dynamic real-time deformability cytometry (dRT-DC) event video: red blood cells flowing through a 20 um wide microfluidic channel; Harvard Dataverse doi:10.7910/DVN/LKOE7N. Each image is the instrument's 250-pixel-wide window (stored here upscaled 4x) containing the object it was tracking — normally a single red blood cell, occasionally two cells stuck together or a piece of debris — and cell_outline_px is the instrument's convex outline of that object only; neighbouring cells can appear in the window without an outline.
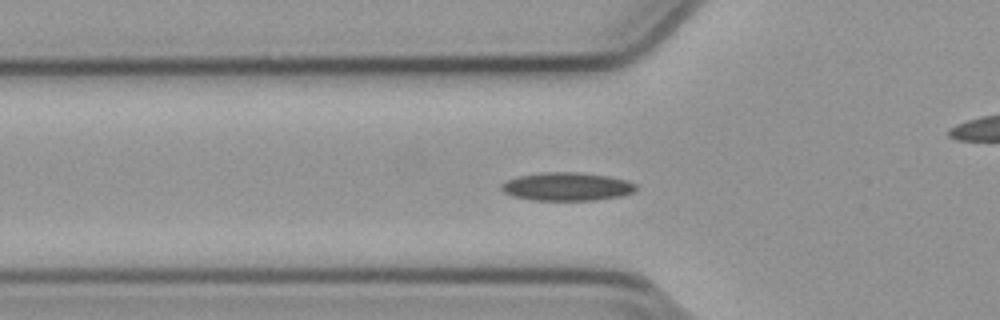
{"species": "common noctule bat (a hibernating species)", "species_latin": "Nyctalus noctula", "temperature_condition": "cold", "stored_images_in_passage": 56, "camera_frame_rate_fps": 3000, "um_per_image_px": 0.085, "animal": {"sex": "male", "body_mass_g": 23.1, "forearm_length_mm": 52.7}, "frame": {"image": 1, "passage_image": 19, "time_ms": 6.0, "image_size_px": [1000, 320], "cell_outline_px": [[636, 192], [620, 196], [596, 200], [532, 200], [512, 196], [504, 192], [500, 188], [500, 184], [516, 176], [544, 172], [576, 172], [608, 176], [628, 180], [636, 184]], "centroid_in_image_um": [48.19, 15.86], "position_along_channel_um": 77.6, "area_um2": 22.31}}
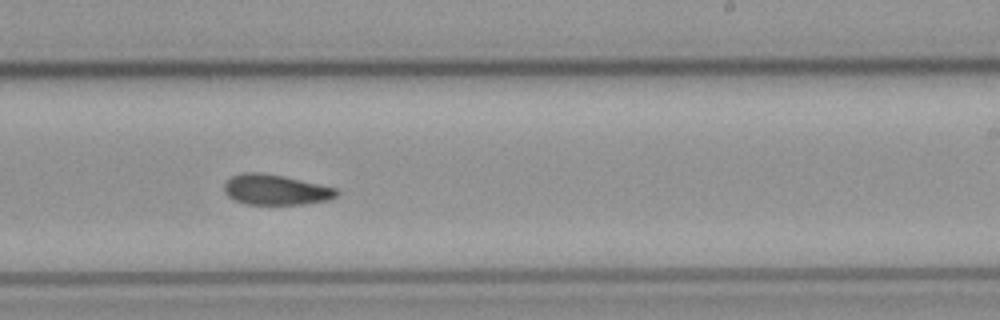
{"frame": {"image": 2, "passage_image": 34, "time_ms": 11.0, "image_size_px": [1000, 320], "cell_outline_px": [[340, 192], [336, 196], [328, 200], [304, 204], [248, 204], [232, 200], [224, 192], [224, 184], [232, 176], [244, 172], [260, 172], [284, 176], [336, 188]], "centroid_in_image_um": [23.41, 16.13], "position_along_channel_um": 265.6, "area_um2": 19.88}}
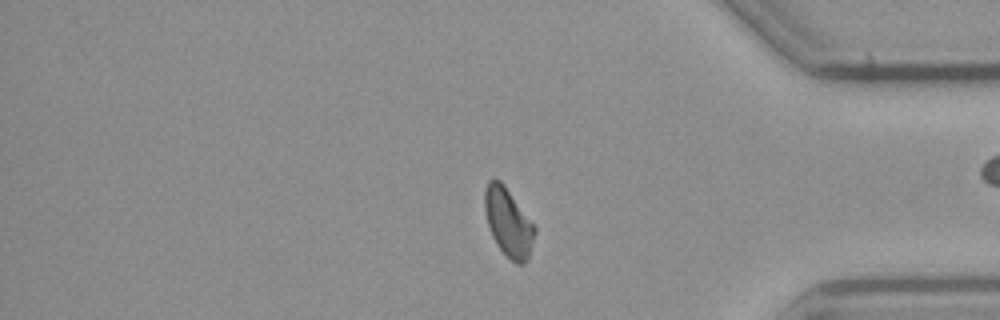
{"frame": {"image": 3, "passage_image": 46, "time_ms": 15.0, "image_size_px": [1000, 320], "cell_outline_px": [[536, 232], [528, 260], [524, 264], [516, 264], [496, 244], [492, 236], [488, 224], [484, 208], [484, 188], [488, 180], [500, 180], [536, 228]], "centroid_in_image_um": [43.2, 18.92], "position_along_channel_um": 392.0, "area_um2": 19.59}, "authors_computed_cell_mechanics": {"area_um2": 19.9699, "velocity_mm_per_s": 3.7298, "shape_relaxation_time_tau1_ms": 5.4523, "shape_relaxation_time_tau2_ms": 2.8718, "deformation_change_tau1": 0.1122, "deformation_change_tau2": 0.0719}}